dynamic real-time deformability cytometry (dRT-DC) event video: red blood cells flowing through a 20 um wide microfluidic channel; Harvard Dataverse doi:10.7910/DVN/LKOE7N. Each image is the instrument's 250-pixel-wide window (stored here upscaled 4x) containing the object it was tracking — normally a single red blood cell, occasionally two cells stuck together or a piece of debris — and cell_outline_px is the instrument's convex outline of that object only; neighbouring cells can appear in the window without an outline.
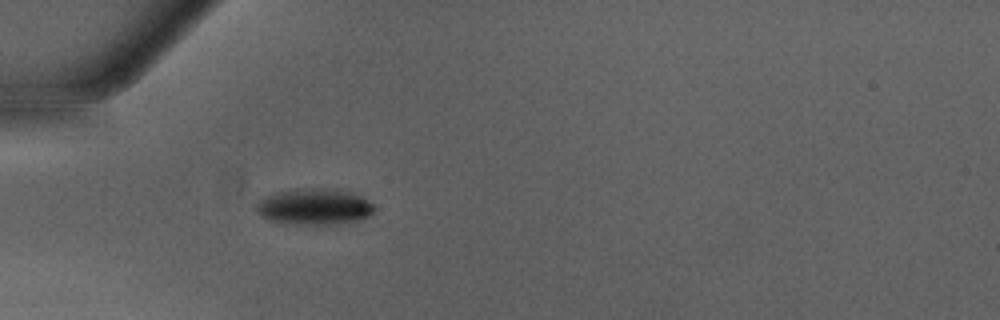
{"species": "Egyptian fruit bat (a non-hibernating species)", "species_latin": "Rousettus aegyptiacus", "temperature_condition": "warm", "stored_images_in_passage": 34, "camera_frame_rate_fps": 3000, "um_per_image_px": 0.085, "animal": {"sex": "male"}, "frame": {"image": 1, "passage_image": 1, "time_ms": 0.0, "image_size_px": [1000, 320], "cell_outline_px": [[376, 208], [368, 216], [360, 220], [344, 224], [300, 224], [272, 220], [260, 216], [256, 212], [256, 200], [280, 192], [296, 188], [336, 188], [360, 196], [368, 200]], "centroid_in_image_um": [26.74, 17.56], "position_along_channel_um": 58.3, "area_um2": 24.91}}
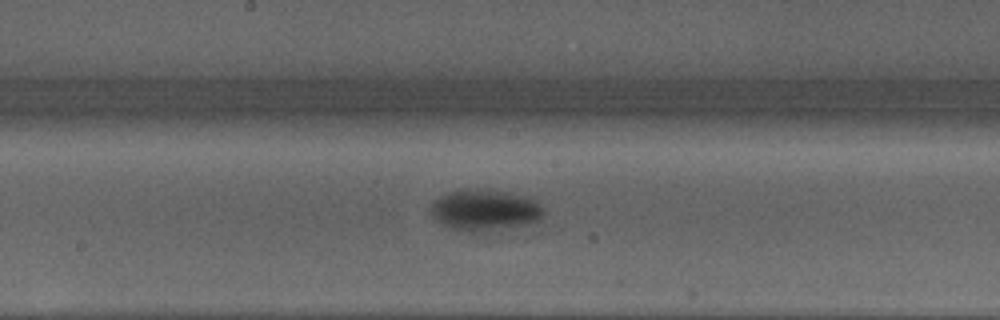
{"frame": {"image": 2, "passage_image": 12, "time_ms": 3.667, "image_size_px": [1000, 320], "cell_outline_px": [[544, 216], [540, 220], [524, 224], [488, 228], [452, 228], [444, 224], [432, 216], [432, 200], [448, 192], [464, 188], [476, 188], [508, 192], [528, 196], [536, 200], [544, 208]], "centroid_in_image_um": [41.25, 17.75], "position_along_channel_um": 207.0, "area_um2": 26.07}}
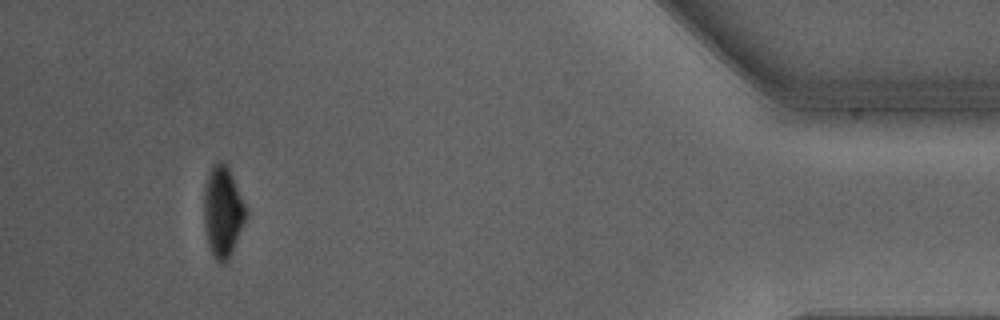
{"frame": {"image": 3, "passage_image": 31, "time_ms": 10.0, "image_size_px": [1000, 320], "cell_outline_px": [[248, 212], [228, 260], [224, 264], [216, 260], [212, 256], [208, 244], [204, 228], [204, 188], [212, 164], [216, 160], [224, 160], [228, 168]], "centroid_in_image_um": [18.91, 17.99], "position_along_channel_um": 416.3, "area_um2": 22.02}, "authors_computed_cell_mechanics": {"area_um2": 24.854, "velocity_mm_per_s": 4.292, "shape_relaxation_time_tau1_ms": 2.3134, "shape_relaxation_time_tau2_ms": null, "deformation_change_tau1": 0.1517, "deformation_change_tau2": null}}